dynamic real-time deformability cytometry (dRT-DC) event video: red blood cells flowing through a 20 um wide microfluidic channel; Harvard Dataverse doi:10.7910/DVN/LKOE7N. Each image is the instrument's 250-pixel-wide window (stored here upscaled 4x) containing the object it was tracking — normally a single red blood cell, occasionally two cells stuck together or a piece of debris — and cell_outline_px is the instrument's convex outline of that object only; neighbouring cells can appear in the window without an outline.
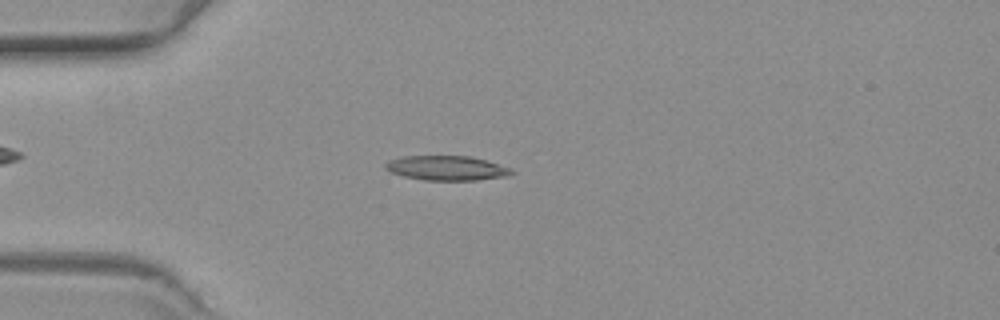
{"species": "common noctule bat (a hibernating species)", "species_latin": "Nyctalus noctula", "temperature_condition": "warm", "stored_images_in_passage": 48, "camera_frame_rate_fps": 3000, "um_per_image_px": 0.085, "animal": {"sex": "female", "body_mass_g": 19.3, "forearm_length_mm": 54.1}, "frame": {"image": 1, "passage_image": 5, "time_ms": 1.333, "image_size_px": [1000, 320], "cell_outline_px": [[516, 172], [508, 176], [476, 180], [424, 180], [404, 176], [392, 172], [384, 168], [384, 164], [388, 160], [404, 156], [472, 156], [512, 168]], "centroid_in_image_um": [37.99, 14.28], "position_along_channel_um": 47.0, "area_um2": 18.15}}
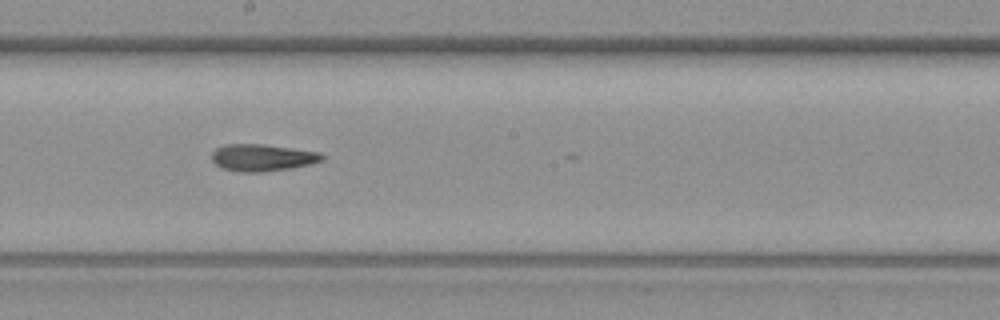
{"frame": {"image": 2, "passage_image": 22, "time_ms": 7.0, "image_size_px": [1000, 320], "cell_outline_px": [[324, 160], [292, 168], [264, 172], [240, 172], [220, 168], [212, 160], [212, 152], [216, 148], [224, 144], [260, 144], [320, 152], [324, 156]], "centroid_in_image_um": [22.27, 13.4], "position_along_channel_um": 225.9, "area_um2": 17.34}}
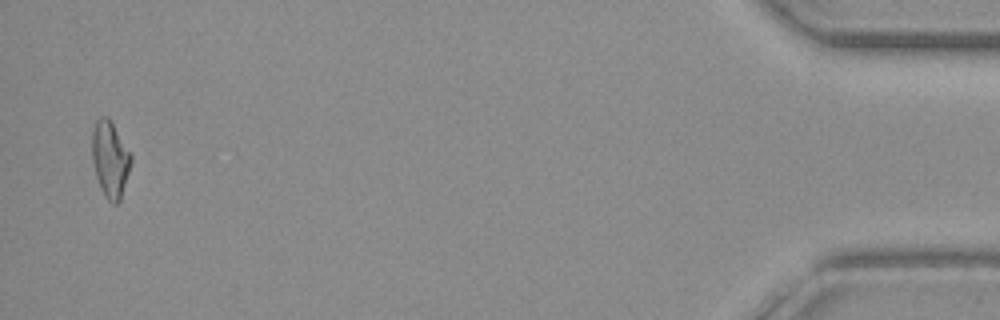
{"frame": {"image": 3, "passage_image": 47, "time_ms": 15.333, "image_size_px": [1000, 320], "cell_outline_px": [[132, 160], [120, 200], [116, 204], [112, 204], [104, 196], [100, 188], [96, 176], [92, 160], [92, 128], [96, 120], [100, 116], [108, 116], [132, 156]], "centroid_in_image_um": [9.34, 13.52], "position_along_channel_um": 425.9, "area_um2": 17.28}}